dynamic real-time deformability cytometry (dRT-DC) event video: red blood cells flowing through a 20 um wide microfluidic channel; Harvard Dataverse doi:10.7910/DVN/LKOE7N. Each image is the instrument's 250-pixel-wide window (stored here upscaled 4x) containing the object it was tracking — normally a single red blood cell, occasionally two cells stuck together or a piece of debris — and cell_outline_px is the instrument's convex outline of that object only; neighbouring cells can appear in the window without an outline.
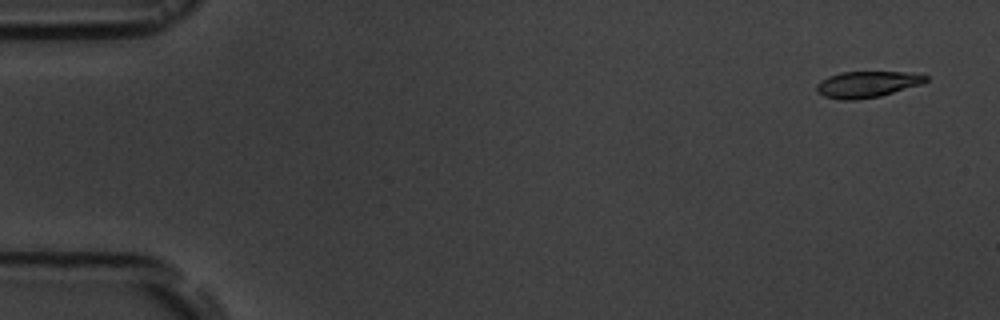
{"species": "common noctule bat (a hibernating species)", "species_latin": "Nyctalus noctula", "temperature_condition": "room temperature", "stored_images_in_passage": 5, "camera_frame_rate_fps": 3000, "um_per_image_px": 0.085, "animal": {"sex": "male", "body_mass_g": 19.5, "forearm_length_mm": 54.6}, "frame": {"image": 1, "passage_image": 1, "time_ms": 0.0, "image_size_px": [1000, 320], "cell_outline_px": [[928, 80], [920, 84], [880, 96], [856, 100], [840, 100], [824, 96], [816, 92], [816, 84], [820, 80], [828, 76], [840, 72], [904, 72], [928, 76]], "centroid_in_image_um": [73.63, 7.17], "position_along_channel_um": 11.4, "area_um2": 16.65}}
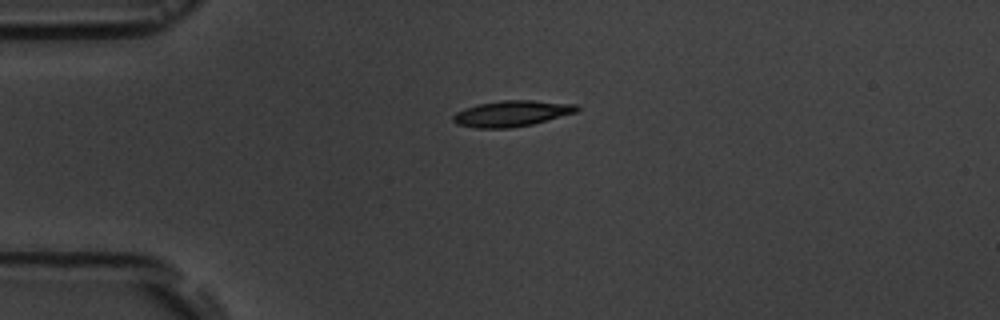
{"frame": {"image": 2, "passage_image": 4, "time_ms": 3.667, "image_size_px": [1000, 320], "cell_outline_px": [[580, 108], [576, 112], [532, 124], [508, 128], [476, 128], [456, 124], [452, 120], [452, 116], [456, 112], [464, 108], [480, 104], [504, 100], [532, 100], [576, 104]], "centroid_in_image_um": [43.47, 9.65], "position_along_channel_um": 41.5, "area_um2": 18.55}}